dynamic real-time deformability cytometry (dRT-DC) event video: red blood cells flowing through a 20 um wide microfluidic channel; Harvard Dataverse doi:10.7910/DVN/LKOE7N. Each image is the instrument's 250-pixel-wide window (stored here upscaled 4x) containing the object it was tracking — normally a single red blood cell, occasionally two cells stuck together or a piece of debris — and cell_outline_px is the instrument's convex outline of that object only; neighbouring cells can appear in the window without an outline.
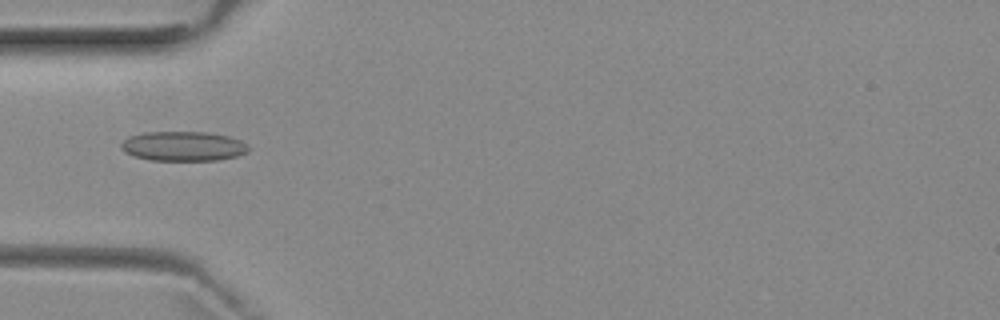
{"species": "common noctule bat (a hibernating species)", "species_latin": "Nyctalus noctula", "temperature_condition": "room temperature", "stored_images_in_passage": 5, "camera_frame_rate_fps": 3000, "um_per_image_px": 0.085, "animal": {"sex": "female", "body_mass_g": 29.2, "forearm_length_mm": 56.3}, "frame": {"image": 1, "passage_image": 4, "time_ms": 4.333, "image_size_px": [1000, 320], "cell_outline_px": [[248, 152], [236, 156], [216, 160], [148, 160], [132, 156], [124, 152], [120, 148], [120, 144], [128, 136], [144, 132], [208, 132], [228, 136], [240, 140], [248, 144]], "centroid_in_image_um": [15.53, 12.42], "position_along_channel_um": 69.5, "area_um2": 22.14}}
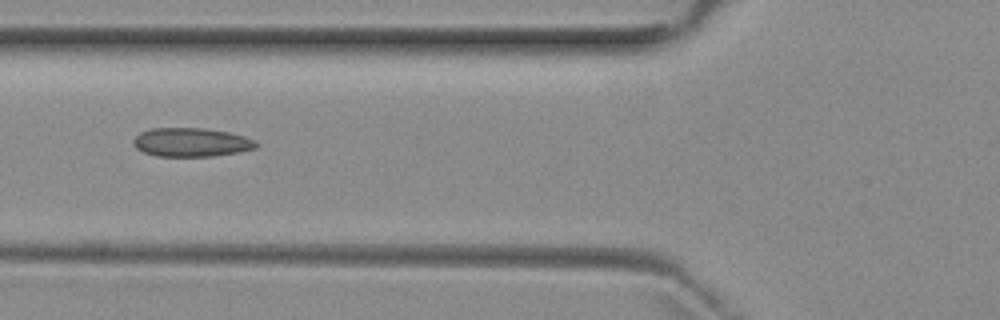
{"frame": {"image": 2, "passage_image": 5, "time_ms": 5.333, "image_size_px": [1000, 320], "cell_outline_px": [[260, 144], [256, 148], [236, 152], [212, 156], [156, 156], [144, 152], [136, 148], [132, 144], [132, 140], [140, 132], [152, 128], [204, 128], [228, 132], [244, 136], [256, 140]], "centroid_in_image_um": [16.25, 12.09], "position_along_channel_um": 109.5, "area_um2": 20.63}}